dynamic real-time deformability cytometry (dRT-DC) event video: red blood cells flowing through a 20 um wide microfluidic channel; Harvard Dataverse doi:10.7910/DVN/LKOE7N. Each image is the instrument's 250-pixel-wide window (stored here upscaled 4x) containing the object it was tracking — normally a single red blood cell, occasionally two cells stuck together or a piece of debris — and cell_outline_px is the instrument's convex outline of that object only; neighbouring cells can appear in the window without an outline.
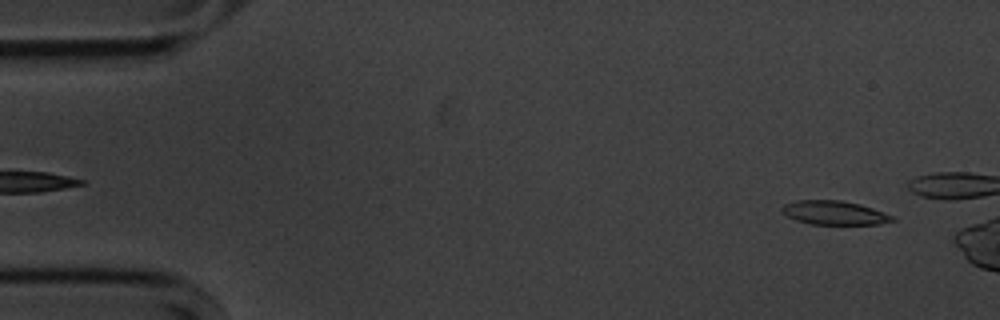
{"species": "common noctule bat (a hibernating species)", "species_latin": "Nyctalus noctula", "temperature_condition": "cold", "stored_images_in_passage": 8, "camera_frame_rate_fps": 3000, "um_per_image_px": 0.085, "animal": {"sex": "male", "body_mass_g": 20.1, "forearm_length_mm": 53.5}, "frame": {"image": 1, "passage_image": 3, "time_ms": 0.667, "image_size_px": [1000, 320], "cell_outline_px": [[896, 220], [880, 224], [812, 224], [796, 220], [780, 212], [780, 208], [784, 204], [796, 200], [840, 200], [860, 204], [896, 216]], "centroid_in_image_um": [70.92, 18.08], "position_along_channel_um": 14.1, "area_um2": 15.49}}